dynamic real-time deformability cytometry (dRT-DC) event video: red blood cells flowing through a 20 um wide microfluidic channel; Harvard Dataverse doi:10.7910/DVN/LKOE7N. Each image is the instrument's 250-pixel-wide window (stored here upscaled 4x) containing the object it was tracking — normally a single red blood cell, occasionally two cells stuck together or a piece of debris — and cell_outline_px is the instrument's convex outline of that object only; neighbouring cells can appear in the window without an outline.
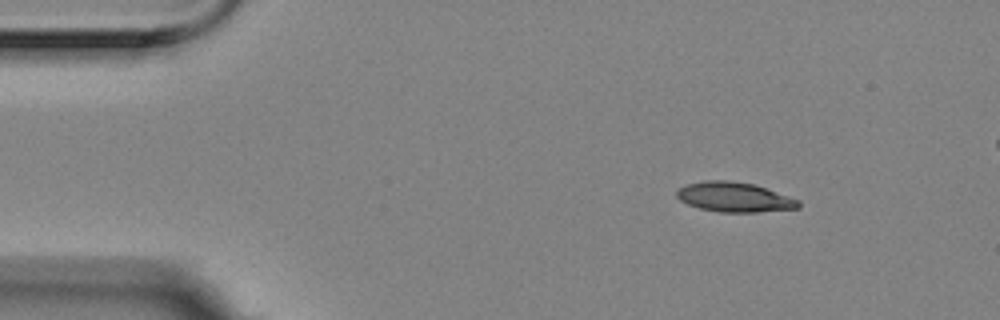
{"species": "Egyptian fruit bat (a non-hibernating species)", "species_latin": "Rousettus aegyptiacus", "temperature_condition": "room temperature", "stored_images_in_passage": 8, "camera_frame_rate_fps": 3000, "um_per_image_px": 0.085, "animal": {"sex": "female"}, "frame": {"image": 1, "passage_image": 1, "time_ms": 0.0, "image_size_px": [1000, 320], "cell_outline_px": [[800, 208], [756, 212], [720, 212], [700, 208], [688, 204], [680, 200], [676, 196], [676, 192], [680, 188], [688, 184], [704, 180], [724, 180], [752, 184], [800, 200]], "centroid_in_image_um": [62.41, 16.76], "position_along_channel_um": 22.6, "area_um2": 20.81}}